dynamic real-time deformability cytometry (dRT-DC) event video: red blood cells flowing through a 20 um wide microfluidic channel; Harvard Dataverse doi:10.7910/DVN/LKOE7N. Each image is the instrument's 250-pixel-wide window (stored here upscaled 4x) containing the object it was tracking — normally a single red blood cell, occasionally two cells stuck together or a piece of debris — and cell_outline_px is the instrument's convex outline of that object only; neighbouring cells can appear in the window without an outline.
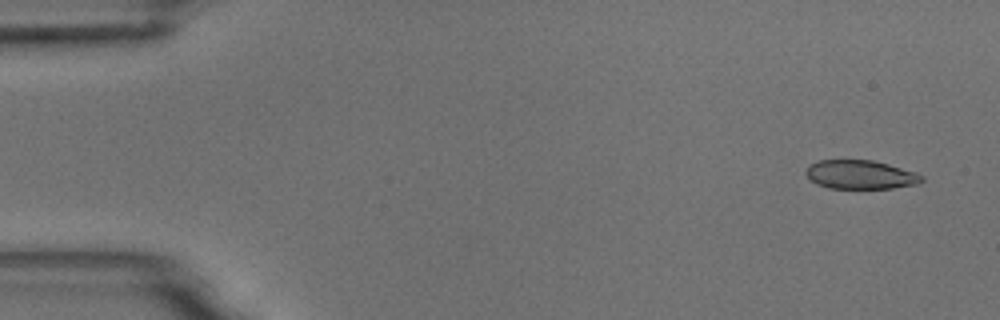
{"species": "common noctule bat (a hibernating species)", "species_latin": "Nyctalus noctula", "temperature_condition": "room temperature", "stored_images_in_passage": 4, "camera_frame_rate_fps": 3000, "um_per_image_px": 0.085, "animal": {"sex": "male", "body_mass_g": 18.8}, "frame": {"image": 1, "passage_image": 1, "time_ms": 0.0, "image_size_px": [1000, 320], "cell_outline_px": [[924, 180], [916, 184], [892, 188], [828, 188], [816, 184], [804, 172], [808, 164], [820, 160], [872, 160], [888, 164], [916, 172], [924, 176]], "centroid_in_image_um": [73.13, 14.84], "position_along_channel_um": 11.9, "area_um2": 19.48}}